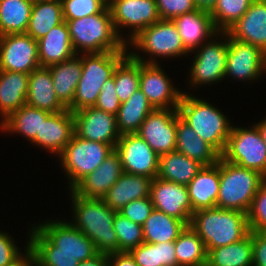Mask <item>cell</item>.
Segmentation results:
<instances>
[{"label":"cell","instance_id":"obj_22","mask_svg":"<svg viewBox=\"0 0 266 266\" xmlns=\"http://www.w3.org/2000/svg\"><path fill=\"white\" fill-rule=\"evenodd\" d=\"M226 32L233 39L257 46L266 53V1L254 0Z\"/></svg>","mask_w":266,"mask_h":266},{"label":"cell","instance_id":"obj_43","mask_svg":"<svg viewBox=\"0 0 266 266\" xmlns=\"http://www.w3.org/2000/svg\"><path fill=\"white\" fill-rule=\"evenodd\" d=\"M113 229L117 234L119 252H130L145 242L143 226L129 220L119 212L115 214Z\"/></svg>","mask_w":266,"mask_h":266},{"label":"cell","instance_id":"obj_38","mask_svg":"<svg viewBox=\"0 0 266 266\" xmlns=\"http://www.w3.org/2000/svg\"><path fill=\"white\" fill-rule=\"evenodd\" d=\"M32 6L30 0H0V36L26 33Z\"/></svg>","mask_w":266,"mask_h":266},{"label":"cell","instance_id":"obj_4","mask_svg":"<svg viewBox=\"0 0 266 266\" xmlns=\"http://www.w3.org/2000/svg\"><path fill=\"white\" fill-rule=\"evenodd\" d=\"M71 43L76 54L128 51L113 25L109 7L102 13L67 22Z\"/></svg>","mask_w":266,"mask_h":266},{"label":"cell","instance_id":"obj_17","mask_svg":"<svg viewBox=\"0 0 266 266\" xmlns=\"http://www.w3.org/2000/svg\"><path fill=\"white\" fill-rule=\"evenodd\" d=\"M75 134L89 141L110 144L114 149L121 136L116 115L93 107L73 112Z\"/></svg>","mask_w":266,"mask_h":266},{"label":"cell","instance_id":"obj_46","mask_svg":"<svg viewBox=\"0 0 266 266\" xmlns=\"http://www.w3.org/2000/svg\"><path fill=\"white\" fill-rule=\"evenodd\" d=\"M161 20L174 18L197 10L193 0H155Z\"/></svg>","mask_w":266,"mask_h":266},{"label":"cell","instance_id":"obj_39","mask_svg":"<svg viewBox=\"0 0 266 266\" xmlns=\"http://www.w3.org/2000/svg\"><path fill=\"white\" fill-rule=\"evenodd\" d=\"M178 266H206L207 252L202 239L189 226L174 241Z\"/></svg>","mask_w":266,"mask_h":266},{"label":"cell","instance_id":"obj_1","mask_svg":"<svg viewBox=\"0 0 266 266\" xmlns=\"http://www.w3.org/2000/svg\"><path fill=\"white\" fill-rule=\"evenodd\" d=\"M72 221L70 222L94 242L96 251L103 254L119 252V243L113 223L117 211L102 199L85 198L69 190Z\"/></svg>","mask_w":266,"mask_h":266},{"label":"cell","instance_id":"obj_24","mask_svg":"<svg viewBox=\"0 0 266 266\" xmlns=\"http://www.w3.org/2000/svg\"><path fill=\"white\" fill-rule=\"evenodd\" d=\"M185 49L190 53L209 40L218 31L215 29L210 13L195 10L173 19Z\"/></svg>","mask_w":266,"mask_h":266},{"label":"cell","instance_id":"obj_34","mask_svg":"<svg viewBox=\"0 0 266 266\" xmlns=\"http://www.w3.org/2000/svg\"><path fill=\"white\" fill-rule=\"evenodd\" d=\"M28 230V246L35 257V266H77L79 260L67 253H54V243L32 224Z\"/></svg>","mask_w":266,"mask_h":266},{"label":"cell","instance_id":"obj_49","mask_svg":"<svg viewBox=\"0 0 266 266\" xmlns=\"http://www.w3.org/2000/svg\"><path fill=\"white\" fill-rule=\"evenodd\" d=\"M17 244L12 235L0 231V266L10 264L22 253Z\"/></svg>","mask_w":266,"mask_h":266},{"label":"cell","instance_id":"obj_55","mask_svg":"<svg viewBox=\"0 0 266 266\" xmlns=\"http://www.w3.org/2000/svg\"><path fill=\"white\" fill-rule=\"evenodd\" d=\"M258 131L261 134V137L263 139V141L265 142V147H266V117H264V119L262 121H259L257 123L254 124Z\"/></svg>","mask_w":266,"mask_h":266},{"label":"cell","instance_id":"obj_35","mask_svg":"<svg viewBox=\"0 0 266 266\" xmlns=\"http://www.w3.org/2000/svg\"><path fill=\"white\" fill-rule=\"evenodd\" d=\"M64 22L61 0L33 3L26 33L38 41L53 27Z\"/></svg>","mask_w":266,"mask_h":266},{"label":"cell","instance_id":"obj_36","mask_svg":"<svg viewBox=\"0 0 266 266\" xmlns=\"http://www.w3.org/2000/svg\"><path fill=\"white\" fill-rule=\"evenodd\" d=\"M186 226L182 220L154 209L143 225L144 241L156 244L175 241Z\"/></svg>","mask_w":266,"mask_h":266},{"label":"cell","instance_id":"obj_45","mask_svg":"<svg viewBox=\"0 0 266 266\" xmlns=\"http://www.w3.org/2000/svg\"><path fill=\"white\" fill-rule=\"evenodd\" d=\"M249 230L266 231V176L247 212Z\"/></svg>","mask_w":266,"mask_h":266},{"label":"cell","instance_id":"obj_13","mask_svg":"<svg viewBox=\"0 0 266 266\" xmlns=\"http://www.w3.org/2000/svg\"><path fill=\"white\" fill-rule=\"evenodd\" d=\"M266 72V53L259 47L233 39L228 34L225 79L256 82Z\"/></svg>","mask_w":266,"mask_h":266},{"label":"cell","instance_id":"obj_23","mask_svg":"<svg viewBox=\"0 0 266 266\" xmlns=\"http://www.w3.org/2000/svg\"><path fill=\"white\" fill-rule=\"evenodd\" d=\"M220 185V157L211 166H203L186 186L193 213L216 207Z\"/></svg>","mask_w":266,"mask_h":266},{"label":"cell","instance_id":"obj_20","mask_svg":"<svg viewBox=\"0 0 266 266\" xmlns=\"http://www.w3.org/2000/svg\"><path fill=\"white\" fill-rule=\"evenodd\" d=\"M75 134V121L73 112L64 110L52 113L45 121H42L40 135L31 141L35 146L46 149L47 152L59 155Z\"/></svg>","mask_w":266,"mask_h":266},{"label":"cell","instance_id":"obj_48","mask_svg":"<svg viewBox=\"0 0 266 266\" xmlns=\"http://www.w3.org/2000/svg\"><path fill=\"white\" fill-rule=\"evenodd\" d=\"M120 105L121 102L115 90L113 73V76L106 80V82L102 85L100 94L94 107L96 109L117 115Z\"/></svg>","mask_w":266,"mask_h":266},{"label":"cell","instance_id":"obj_19","mask_svg":"<svg viewBox=\"0 0 266 266\" xmlns=\"http://www.w3.org/2000/svg\"><path fill=\"white\" fill-rule=\"evenodd\" d=\"M150 197L154 209L182 220L187 226L190 225L193 210L185 185L155 177L151 183Z\"/></svg>","mask_w":266,"mask_h":266},{"label":"cell","instance_id":"obj_53","mask_svg":"<svg viewBox=\"0 0 266 266\" xmlns=\"http://www.w3.org/2000/svg\"><path fill=\"white\" fill-rule=\"evenodd\" d=\"M108 264V255L98 253L93 258L79 262L77 266H106Z\"/></svg>","mask_w":266,"mask_h":266},{"label":"cell","instance_id":"obj_15","mask_svg":"<svg viewBox=\"0 0 266 266\" xmlns=\"http://www.w3.org/2000/svg\"><path fill=\"white\" fill-rule=\"evenodd\" d=\"M40 67L38 43L27 33L0 36V70L30 74Z\"/></svg>","mask_w":266,"mask_h":266},{"label":"cell","instance_id":"obj_14","mask_svg":"<svg viewBox=\"0 0 266 266\" xmlns=\"http://www.w3.org/2000/svg\"><path fill=\"white\" fill-rule=\"evenodd\" d=\"M115 150L120 155L124 173L157 177L159 155L137 133L121 135Z\"/></svg>","mask_w":266,"mask_h":266},{"label":"cell","instance_id":"obj_6","mask_svg":"<svg viewBox=\"0 0 266 266\" xmlns=\"http://www.w3.org/2000/svg\"><path fill=\"white\" fill-rule=\"evenodd\" d=\"M128 55V51H110L82 54V73L76 87L71 112L93 107L98 99L102 85L113 76L117 65Z\"/></svg>","mask_w":266,"mask_h":266},{"label":"cell","instance_id":"obj_21","mask_svg":"<svg viewBox=\"0 0 266 266\" xmlns=\"http://www.w3.org/2000/svg\"><path fill=\"white\" fill-rule=\"evenodd\" d=\"M123 173L120 155L114 149L95 171L81 179L72 190L85 198L102 199Z\"/></svg>","mask_w":266,"mask_h":266},{"label":"cell","instance_id":"obj_40","mask_svg":"<svg viewBox=\"0 0 266 266\" xmlns=\"http://www.w3.org/2000/svg\"><path fill=\"white\" fill-rule=\"evenodd\" d=\"M130 253L138 266H178L174 241L143 242Z\"/></svg>","mask_w":266,"mask_h":266},{"label":"cell","instance_id":"obj_50","mask_svg":"<svg viewBox=\"0 0 266 266\" xmlns=\"http://www.w3.org/2000/svg\"><path fill=\"white\" fill-rule=\"evenodd\" d=\"M252 235V266H266V231L250 230Z\"/></svg>","mask_w":266,"mask_h":266},{"label":"cell","instance_id":"obj_11","mask_svg":"<svg viewBox=\"0 0 266 266\" xmlns=\"http://www.w3.org/2000/svg\"><path fill=\"white\" fill-rule=\"evenodd\" d=\"M109 9L115 30L126 44L146 27L161 20L155 0H117ZM127 28L130 32L126 30L125 38L121 30Z\"/></svg>","mask_w":266,"mask_h":266},{"label":"cell","instance_id":"obj_31","mask_svg":"<svg viewBox=\"0 0 266 266\" xmlns=\"http://www.w3.org/2000/svg\"><path fill=\"white\" fill-rule=\"evenodd\" d=\"M51 114L48 111L24 104L0 123V130H2L0 132L21 134L31 143L36 135H40L42 121H45Z\"/></svg>","mask_w":266,"mask_h":266},{"label":"cell","instance_id":"obj_8","mask_svg":"<svg viewBox=\"0 0 266 266\" xmlns=\"http://www.w3.org/2000/svg\"><path fill=\"white\" fill-rule=\"evenodd\" d=\"M227 53L228 33L221 31L190 52L189 55H194V61L190 62V74L186 78L188 84L200 88L222 82L225 79Z\"/></svg>","mask_w":266,"mask_h":266},{"label":"cell","instance_id":"obj_41","mask_svg":"<svg viewBox=\"0 0 266 266\" xmlns=\"http://www.w3.org/2000/svg\"><path fill=\"white\" fill-rule=\"evenodd\" d=\"M114 83L117 96L124 103L139 89L140 62L128 54L114 70Z\"/></svg>","mask_w":266,"mask_h":266},{"label":"cell","instance_id":"obj_18","mask_svg":"<svg viewBox=\"0 0 266 266\" xmlns=\"http://www.w3.org/2000/svg\"><path fill=\"white\" fill-rule=\"evenodd\" d=\"M178 113V108L154 109L137 132L159 156L176 149V116Z\"/></svg>","mask_w":266,"mask_h":266},{"label":"cell","instance_id":"obj_5","mask_svg":"<svg viewBox=\"0 0 266 266\" xmlns=\"http://www.w3.org/2000/svg\"><path fill=\"white\" fill-rule=\"evenodd\" d=\"M127 47L134 49L128 51L134 60L147 64H159L158 58H182L189 54L183 46L173 20H159L146 27L127 44ZM140 52L148 54V59Z\"/></svg>","mask_w":266,"mask_h":266},{"label":"cell","instance_id":"obj_28","mask_svg":"<svg viewBox=\"0 0 266 266\" xmlns=\"http://www.w3.org/2000/svg\"><path fill=\"white\" fill-rule=\"evenodd\" d=\"M181 154L202 164L211 166L220 155L206 143L179 115L176 116V149Z\"/></svg>","mask_w":266,"mask_h":266},{"label":"cell","instance_id":"obj_51","mask_svg":"<svg viewBox=\"0 0 266 266\" xmlns=\"http://www.w3.org/2000/svg\"><path fill=\"white\" fill-rule=\"evenodd\" d=\"M110 266H138L130 252H116L108 254Z\"/></svg>","mask_w":266,"mask_h":266},{"label":"cell","instance_id":"obj_26","mask_svg":"<svg viewBox=\"0 0 266 266\" xmlns=\"http://www.w3.org/2000/svg\"><path fill=\"white\" fill-rule=\"evenodd\" d=\"M26 104L50 113L67 110L56 96L49 67L40 66L29 74Z\"/></svg>","mask_w":266,"mask_h":266},{"label":"cell","instance_id":"obj_30","mask_svg":"<svg viewBox=\"0 0 266 266\" xmlns=\"http://www.w3.org/2000/svg\"><path fill=\"white\" fill-rule=\"evenodd\" d=\"M53 88L58 100L68 108L72 102L82 73V54H75L58 64L49 66Z\"/></svg>","mask_w":266,"mask_h":266},{"label":"cell","instance_id":"obj_57","mask_svg":"<svg viewBox=\"0 0 266 266\" xmlns=\"http://www.w3.org/2000/svg\"><path fill=\"white\" fill-rule=\"evenodd\" d=\"M32 3H36V2H42V1H48V0H30Z\"/></svg>","mask_w":266,"mask_h":266},{"label":"cell","instance_id":"obj_7","mask_svg":"<svg viewBox=\"0 0 266 266\" xmlns=\"http://www.w3.org/2000/svg\"><path fill=\"white\" fill-rule=\"evenodd\" d=\"M264 176L227 162L220 156V185L216 207L247 214Z\"/></svg>","mask_w":266,"mask_h":266},{"label":"cell","instance_id":"obj_37","mask_svg":"<svg viewBox=\"0 0 266 266\" xmlns=\"http://www.w3.org/2000/svg\"><path fill=\"white\" fill-rule=\"evenodd\" d=\"M206 266H252V235L207 252Z\"/></svg>","mask_w":266,"mask_h":266},{"label":"cell","instance_id":"obj_56","mask_svg":"<svg viewBox=\"0 0 266 266\" xmlns=\"http://www.w3.org/2000/svg\"><path fill=\"white\" fill-rule=\"evenodd\" d=\"M117 0H104L107 7H109L112 3H114Z\"/></svg>","mask_w":266,"mask_h":266},{"label":"cell","instance_id":"obj_16","mask_svg":"<svg viewBox=\"0 0 266 266\" xmlns=\"http://www.w3.org/2000/svg\"><path fill=\"white\" fill-rule=\"evenodd\" d=\"M161 64L140 62L139 88L154 109L178 108L183 92L174 86Z\"/></svg>","mask_w":266,"mask_h":266},{"label":"cell","instance_id":"obj_12","mask_svg":"<svg viewBox=\"0 0 266 266\" xmlns=\"http://www.w3.org/2000/svg\"><path fill=\"white\" fill-rule=\"evenodd\" d=\"M65 220L47 219L36 225L54 243V253L71 254L79 262L97 255L94 242Z\"/></svg>","mask_w":266,"mask_h":266},{"label":"cell","instance_id":"obj_42","mask_svg":"<svg viewBox=\"0 0 266 266\" xmlns=\"http://www.w3.org/2000/svg\"><path fill=\"white\" fill-rule=\"evenodd\" d=\"M254 0H217L210 16L217 31L226 32L248 10Z\"/></svg>","mask_w":266,"mask_h":266},{"label":"cell","instance_id":"obj_25","mask_svg":"<svg viewBox=\"0 0 266 266\" xmlns=\"http://www.w3.org/2000/svg\"><path fill=\"white\" fill-rule=\"evenodd\" d=\"M152 178L123 173L102 198L112 210L119 212L133 200L150 197Z\"/></svg>","mask_w":266,"mask_h":266},{"label":"cell","instance_id":"obj_29","mask_svg":"<svg viewBox=\"0 0 266 266\" xmlns=\"http://www.w3.org/2000/svg\"><path fill=\"white\" fill-rule=\"evenodd\" d=\"M28 79L23 72L0 70V123L26 104Z\"/></svg>","mask_w":266,"mask_h":266},{"label":"cell","instance_id":"obj_9","mask_svg":"<svg viewBox=\"0 0 266 266\" xmlns=\"http://www.w3.org/2000/svg\"><path fill=\"white\" fill-rule=\"evenodd\" d=\"M113 150L110 144L85 140L74 134L58 155L61 169L68 179L69 190L86 175L95 171Z\"/></svg>","mask_w":266,"mask_h":266},{"label":"cell","instance_id":"obj_33","mask_svg":"<svg viewBox=\"0 0 266 266\" xmlns=\"http://www.w3.org/2000/svg\"><path fill=\"white\" fill-rule=\"evenodd\" d=\"M154 110L139 88L131 97L121 103L116 115L117 128L121 135L137 133L146 117Z\"/></svg>","mask_w":266,"mask_h":266},{"label":"cell","instance_id":"obj_54","mask_svg":"<svg viewBox=\"0 0 266 266\" xmlns=\"http://www.w3.org/2000/svg\"><path fill=\"white\" fill-rule=\"evenodd\" d=\"M195 6L199 10H205L210 12L217 0H193Z\"/></svg>","mask_w":266,"mask_h":266},{"label":"cell","instance_id":"obj_27","mask_svg":"<svg viewBox=\"0 0 266 266\" xmlns=\"http://www.w3.org/2000/svg\"><path fill=\"white\" fill-rule=\"evenodd\" d=\"M40 66L49 67L73 57L76 53L71 43L66 21L53 27L37 41Z\"/></svg>","mask_w":266,"mask_h":266},{"label":"cell","instance_id":"obj_52","mask_svg":"<svg viewBox=\"0 0 266 266\" xmlns=\"http://www.w3.org/2000/svg\"><path fill=\"white\" fill-rule=\"evenodd\" d=\"M25 252V253H23ZM15 260L5 266H35V257L32 249L25 243L23 251Z\"/></svg>","mask_w":266,"mask_h":266},{"label":"cell","instance_id":"obj_10","mask_svg":"<svg viewBox=\"0 0 266 266\" xmlns=\"http://www.w3.org/2000/svg\"><path fill=\"white\" fill-rule=\"evenodd\" d=\"M221 157L240 167L255 170L266 176V147L257 127L232 125L227 144Z\"/></svg>","mask_w":266,"mask_h":266},{"label":"cell","instance_id":"obj_32","mask_svg":"<svg viewBox=\"0 0 266 266\" xmlns=\"http://www.w3.org/2000/svg\"><path fill=\"white\" fill-rule=\"evenodd\" d=\"M202 168L203 165L199 162L174 150L159 156L157 177L187 186Z\"/></svg>","mask_w":266,"mask_h":266},{"label":"cell","instance_id":"obj_3","mask_svg":"<svg viewBox=\"0 0 266 266\" xmlns=\"http://www.w3.org/2000/svg\"><path fill=\"white\" fill-rule=\"evenodd\" d=\"M180 117L220 156L232 128L231 120L207 100L183 92L178 105Z\"/></svg>","mask_w":266,"mask_h":266},{"label":"cell","instance_id":"obj_47","mask_svg":"<svg viewBox=\"0 0 266 266\" xmlns=\"http://www.w3.org/2000/svg\"><path fill=\"white\" fill-rule=\"evenodd\" d=\"M153 210L154 205L151 197H146L129 202L119 211V213L124 217H127L129 220L143 226Z\"/></svg>","mask_w":266,"mask_h":266},{"label":"cell","instance_id":"obj_2","mask_svg":"<svg viewBox=\"0 0 266 266\" xmlns=\"http://www.w3.org/2000/svg\"><path fill=\"white\" fill-rule=\"evenodd\" d=\"M190 227L202 239L206 252L242 240L250 232L247 214L219 207L194 212Z\"/></svg>","mask_w":266,"mask_h":266},{"label":"cell","instance_id":"obj_44","mask_svg":"<svg viewBox=\"0 0 266 266\" xmlns=\"http://www.w3.org/2000/svg\"><path fill=\"white\" fill-rule=\"evenodd\" d=\"M61 3L66 22L102 13L107 8L104 0H61Z\"/></svg>","mask_w":266,"mask_h":266}]
</instances>
